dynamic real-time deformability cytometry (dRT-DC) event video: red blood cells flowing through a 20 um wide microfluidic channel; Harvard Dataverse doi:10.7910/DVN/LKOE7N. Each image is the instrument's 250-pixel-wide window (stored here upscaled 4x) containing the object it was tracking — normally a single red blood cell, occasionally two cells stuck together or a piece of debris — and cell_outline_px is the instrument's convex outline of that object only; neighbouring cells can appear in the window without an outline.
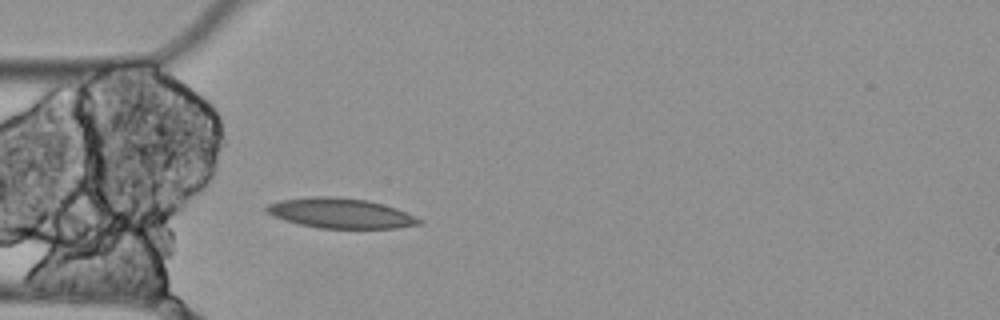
{"species": "Egyptian fruit bat (a non-hibernating species)", "species_latin": "Rousettus aegyptiacus", "temperature_condition": "cold", "stored_images_in_passage": 4, "camera_frame_rate_fps": 3000, "um_per_image_px": 0.085, "animal": {"sex": "female"}, "frame": {"image": 1, "passage_image": 4, "time_ms": 1.0, "image_size_px": [1000, 320], "cell_outline_px": [[424, 224], [396, 228], [320, 228], [300, 224], [284, 220], [272, 216], [264, 212], [264, 208], [268, 204], [280, 200], [312, 196], [336, 196], [368, 200], [396, 208], [424, 220]], "centroid_in_image_um": [28.94, 18.12], "position_along_channel_um": 56.1, "area_um2": 26.93}}